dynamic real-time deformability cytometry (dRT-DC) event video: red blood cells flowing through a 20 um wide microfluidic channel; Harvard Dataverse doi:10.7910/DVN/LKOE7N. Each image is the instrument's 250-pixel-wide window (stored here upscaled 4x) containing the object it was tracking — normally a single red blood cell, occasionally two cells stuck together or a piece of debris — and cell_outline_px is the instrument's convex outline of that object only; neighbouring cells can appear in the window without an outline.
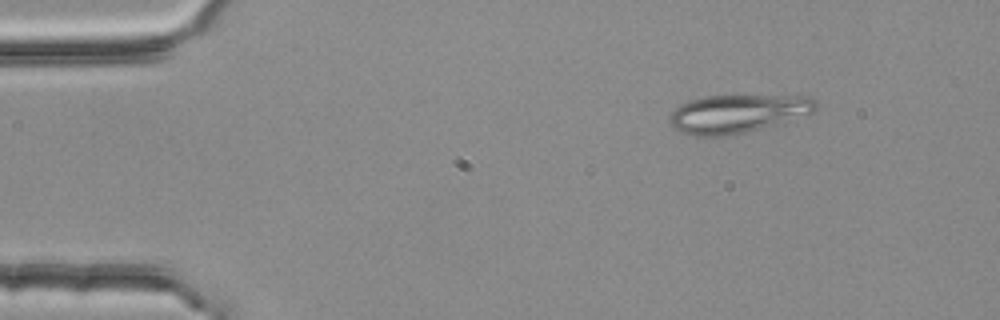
{"species": "common noctule bat (a hibernating species)", "species_latin": "Nyctalus noctula", "temperature_condition": "room temperature", "stored_images_in_passage": 3, "camera_frame_rate_fps": 3000, "um_per_image_px": 0.085, "animal": {"sex": "female", "body_mass_g": 25.1}, "frame": {"image": 1, "passage_image": 1, "time_ms": 0.0, "image_size_px": [1000, 320], "cell_outline_px": [[820, 108], [816, 112], [776, 124], [748, 132], [724, 136], [696, 136], [684, 132], [676, 128], [672, 124], [668, 116], [680, 104], [704, 96], [812, 96], [816, 100]], "centroid_in_image_um": [62.77, 9.65], "position_along_channel_um": 22.2, "area_um2": 32.54}}